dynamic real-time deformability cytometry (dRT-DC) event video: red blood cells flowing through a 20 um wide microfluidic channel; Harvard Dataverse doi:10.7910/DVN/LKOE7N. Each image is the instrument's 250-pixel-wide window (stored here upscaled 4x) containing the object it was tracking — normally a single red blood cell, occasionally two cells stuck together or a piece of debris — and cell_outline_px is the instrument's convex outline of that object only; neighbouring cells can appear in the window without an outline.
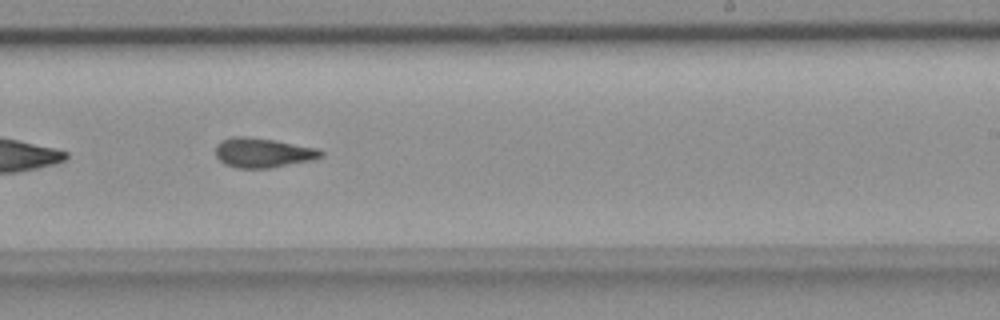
{"species": "common noctule bat (a hibernating species)", "species_latin": "Nyctalus noctula", "temperature_condition": "room temperature", "stored_images_in_passage": 40, "camera_frame_rate_fps": 3000, "um_per_image_px": 0.085, "animal": {"sex": "female", "body_mass_g": 18.4}, "frame": {"image": 1, "passage_image": 18, "time_ms": 5.667, "image_size_px": [1000, 320], "cell_outline_px": [[324, 156], [312, 160], [272, 168], [236, 168], [224, 164], [216, 156], [216, 144], [220, 140], [232, 136], [244, 136], [276, 140], [316, 148], [324, 152]], "centroid_in_image_um": [22.33, 12.98], "position_along_channel_um": 266.7, "area_um2": 18.38}, "authors_computed_cell_mechanics": {"area_um2": 17.8024, "velocity_mm_per_s": 3.6679, "shape_relaxation_time_tau1_ms": null, "shape_relaxation_time_tau2_ms": 4.2269, "deformation_change_tau1": null, "deformation_change_tau2": 0.1402}}